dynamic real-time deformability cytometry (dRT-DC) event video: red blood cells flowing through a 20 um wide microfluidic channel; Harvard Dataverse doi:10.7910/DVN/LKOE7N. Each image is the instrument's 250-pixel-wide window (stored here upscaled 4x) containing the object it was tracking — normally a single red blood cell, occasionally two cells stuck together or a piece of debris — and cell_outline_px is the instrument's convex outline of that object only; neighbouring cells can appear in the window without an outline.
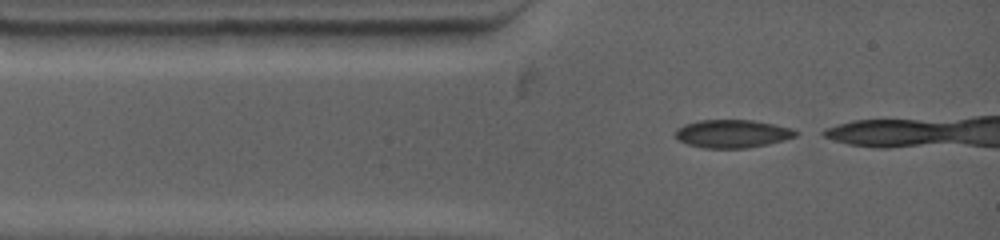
{"species": "common noctule bat (a hibernating species)", "species_latin": "Nyctalus noctula", "temperature_condition": "warm", "stored_images_in_passage": 5, "camera_frame_rate_fps": 4500, "um_per_image_px": 0.085, "animal": {"sex": "female", "body_mass_g": 19.0, "forearm_length_mm": 53.3}, "frame": {"image": 1, "passage_image": 1, "time_ms": 0.0, "image_size_px": [1000, 240], "cell_outline_px": [[800, 132], [796, 136], [784, 140], [768, 144], [748, 148], [704, 148], [688, 144], [680, 140], [676, 136], [676, 128], [684, 124], [700, 120], [752, 120], [792, 128]], "centroid_in_image_um": [62.27, 11.36], "position_along_channel_um": 22.7, "area_um2": 19.65}}